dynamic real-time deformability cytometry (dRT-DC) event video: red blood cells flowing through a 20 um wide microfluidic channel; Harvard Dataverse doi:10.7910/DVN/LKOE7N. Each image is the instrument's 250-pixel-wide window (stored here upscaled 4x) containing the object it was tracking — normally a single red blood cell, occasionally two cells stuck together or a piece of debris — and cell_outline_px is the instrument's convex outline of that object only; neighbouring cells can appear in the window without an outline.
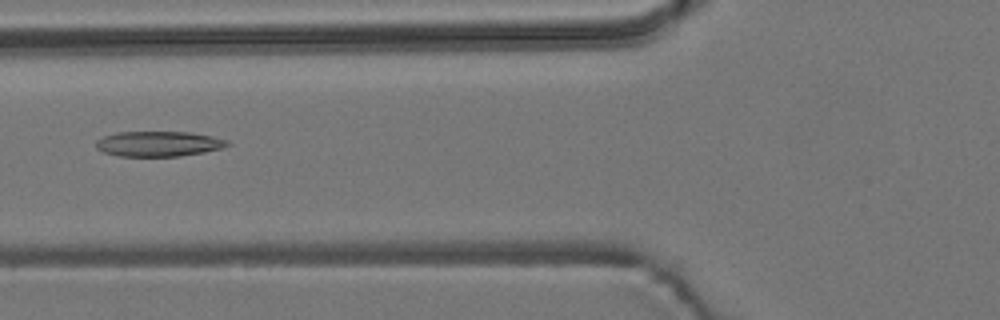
{"species": "common noctule bat (a hibernating species)", "species_latin": "Nyctalus noctula", "temperature_condition": "room temperature", "stored_images_in_passage": 55, "camera_frame_rate_fps": 3000, "um_per_image_px": 0.085, "animal": {"sex": "male", "body_mass_g": 19.2, "forearm_length_mm": 51.8}, "frame": {"image": 1, "passage_image": 21, "time_ms": 6.667, "image_size_px": [1000, 320], "cell_outline_px": [[232, 144], [220, 148], [204, 152], [180, 156], [116, 156], [104, 152], [96, 148], [96, 140], [104, 136], [116, 132], [192, 132], [212, 136], [228, 140]], "centroid_in_image_um": [13.48, 12.22], "position_along_channel_um": 112.3, "area_um2": 19.36}}
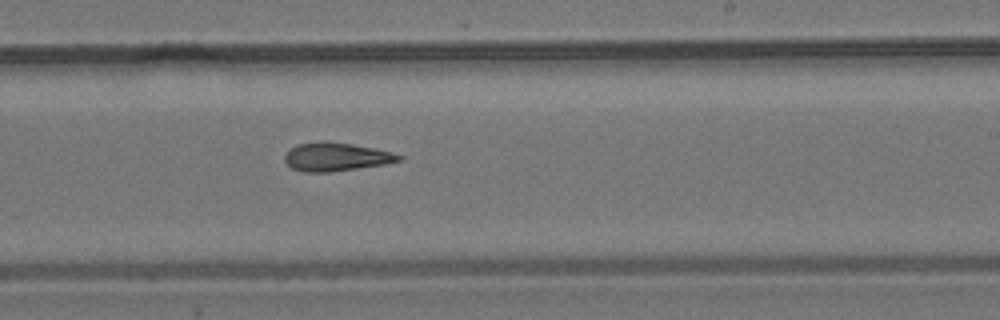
{"frame": {"image": 2, "passage_image": 33, "time_ms": 10.667, "image_size_px": [1000, 320], "cell_outline_px": [[404, 156], [400, 160], [384, 164], [328, 172], [304, 172], [292, 168], [284, 160], [284, 156], [288, 148], [296, 144], [324, 140], [352, 144], [392, 152]], "centroid_in_image_um": [28.51, 13.31], "position_along_channel_um": 260.5, "area_um2": 18.9}}
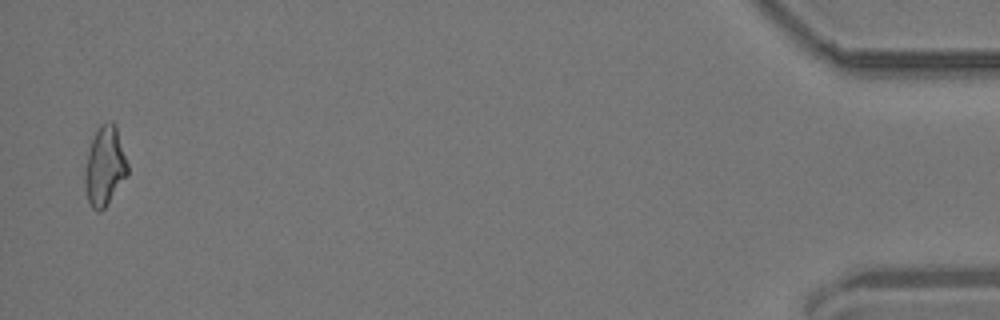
{"frame": {"image": 3, "passage_image": 54, "time_ms": 17.667, "image_size_px": [1000, 320], "cell_outline_px": [[128, 176], [104, 208], [100, 212], [96, 212], [92, 208], [88, 200], [84, 184], [84, 172], [88, 152], [96, 128], [100, 124], [108, 120], [112, 120], [116, 124], [128, 164]], "centroid_in_image_um": [8.91, 14.1], "position_along_channel_um": 426.3, "area_um2": 20.06}}